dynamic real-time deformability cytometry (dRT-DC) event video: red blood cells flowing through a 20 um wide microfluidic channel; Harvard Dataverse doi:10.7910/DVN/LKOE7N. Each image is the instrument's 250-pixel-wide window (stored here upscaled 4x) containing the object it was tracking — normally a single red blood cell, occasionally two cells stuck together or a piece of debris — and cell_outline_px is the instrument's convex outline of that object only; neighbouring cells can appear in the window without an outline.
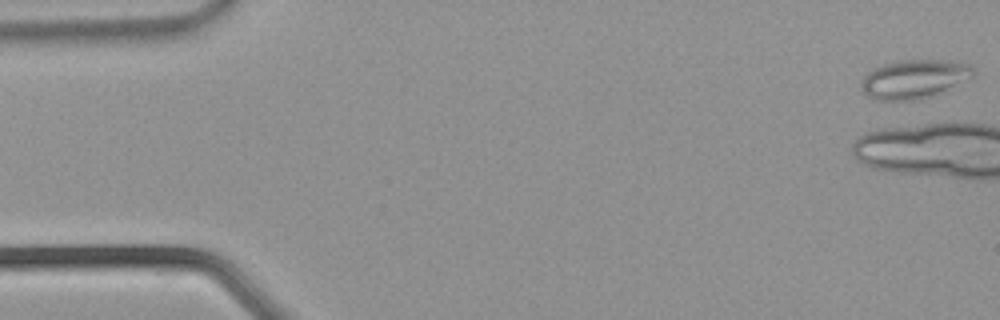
{"species": "common noctule bat (a hibernating species)", "species_latin": "Nyctalus noctula", "temperature_condition": "warm", "stored_images_in_passage": 4, "camera_frame_rate_fps": 3000, "um_per_image_px": 0.085, "animal": {"sex": "male", "body_mass_g": 21.5, "forearm_length_mm": 52.0}, "frame": {"image": 1, "passage_image": 1, "time_ms": 0.0, "image_size_px": [1000, 320], "cell_outline_px": [[976, 76], [932, 96], [920, 100], [876, 100], [868, 96], [860, 88], [860, 80], [868, 72], [884, 64], [896, 60], [944, 60], [972, 64], [976, 72]], "centroid_in_image_um": [77.73, 6.72], "position_along_channel_um": 7.3, "area_um2": 25.66}}